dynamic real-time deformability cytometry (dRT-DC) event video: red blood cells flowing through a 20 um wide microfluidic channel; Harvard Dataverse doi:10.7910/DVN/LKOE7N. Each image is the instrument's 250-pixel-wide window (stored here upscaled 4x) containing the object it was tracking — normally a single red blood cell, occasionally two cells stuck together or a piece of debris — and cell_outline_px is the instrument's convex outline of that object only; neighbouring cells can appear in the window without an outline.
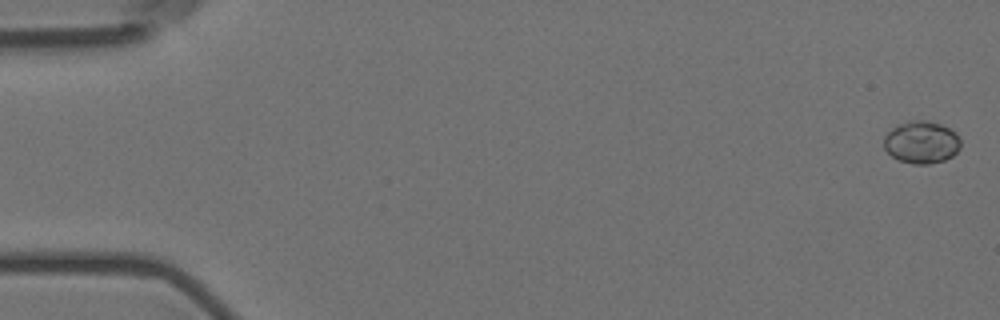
{"species": "Egyptian fruit bat (a non-hibernating species)", "species_latin": "Rousettus aegyptiacus", "temperature_condition": "room temperature", "stored_images_in_passage": 7, "camera_frame_rate_fps": 3000, "um_per_image_px": 0.085, "animal": {"sex": "female"}, "frame": {"image": 1, "passage_image": 1, "time_ms": 0.0, "image_size_px": [1000, 320], "cell_outline_px": [[960, 148], [952, 156], [944, 160], [928, 164], [912, 164], [900, 160], [892, 156], [884, 148], [884, 136], [892, 128], [900, 124], [912, 120], [928, 120], [940, 124], [956, 132], [960, 140]], "centroid_in_image_um": [78.33, 12.09], "position_along_channel_um": 6.7, "area_um2": 18.9}}
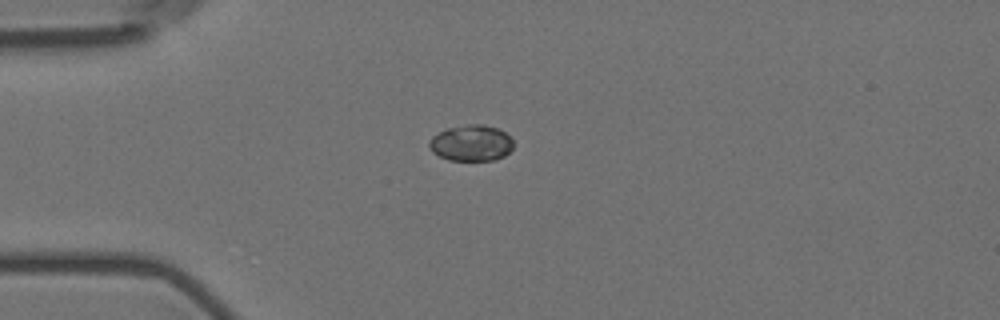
{"frame": {"image": 2, "passage_image": 5, "time_ms": 1.333, "image_size_px": [1000, 320], "cell_outline_px": [[512, 148], [504, 156], [492, 160], [448, 160], [432, 152], [428, 148], [428, 144], [432, 136], [448, 128], [468, 124], [484, 124], [496, 128], [504, 132], [512, 140]], "centroid_in_image_um": [40.02, 12.16], "position_along_channel_um": 45.0, "area_um2": 17.57}}
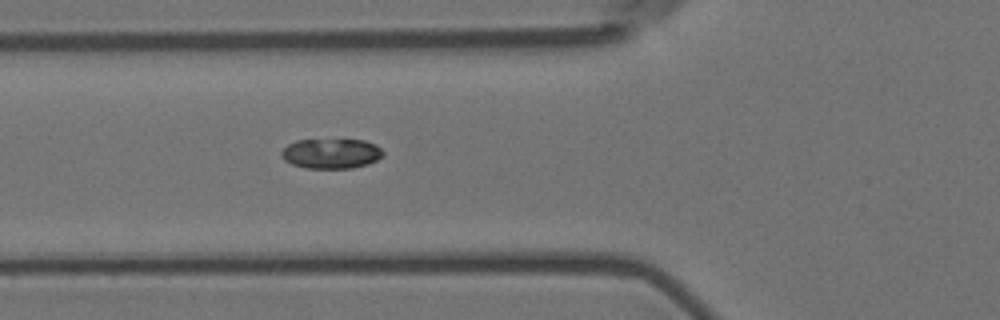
{"frame": {"image": 3, "passage_image": 7, "time_ms": 2.0, "image_size_px": [1000, 320], "cell_outline_px": [[384, 156], [368, 164], [352, 168], [304, 168], [292, 164], [284, 160], [280, 156], [280, 152], [288, 144], [296, 140], [364, 140], [376, 144], [384, 152]], "centroid_in_image_um": [28.15, 13.05], "position_along_channel_um": 97.7, "area_um2": 17.86}}